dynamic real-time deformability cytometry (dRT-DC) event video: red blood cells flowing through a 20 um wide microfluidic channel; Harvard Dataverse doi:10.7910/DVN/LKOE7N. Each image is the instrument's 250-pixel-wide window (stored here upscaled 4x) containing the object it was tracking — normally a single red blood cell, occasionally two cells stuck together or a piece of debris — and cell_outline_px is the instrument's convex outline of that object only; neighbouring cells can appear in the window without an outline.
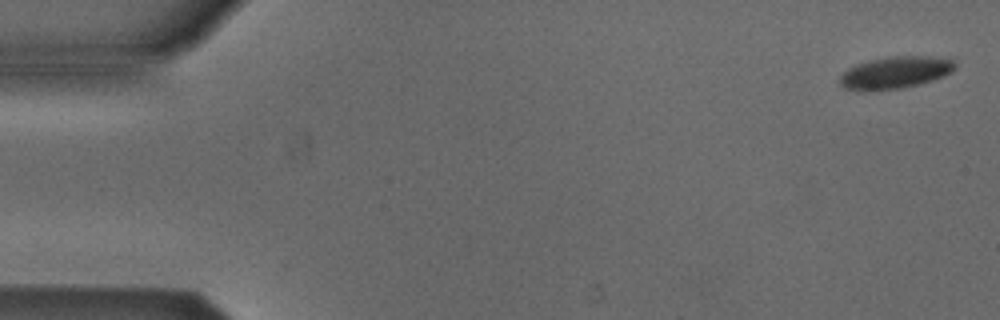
{"species": "Egyptian fruit bat (a non-hibernating species)", "species_latin": "Rousettus aegyptiacus", "temperature_condition": "cold", "stored_images_in_passage": 4, "camera_frame_rate_fps": 3000, "um_per_image_px": 0.085, "animal": {"sex": "male"}, "frame": {"image": 1, "passage_image": 1, "time_ms": 0.0, "image_size_px": [1000, 320], "cell_outline_px": [[956, 68], [940, 76], [916, 84], [900, 88], [868, 92], [864, 92], [844, 88], [840, 84], [840, 76], [848, 68], [856, 64], [868, 60], [888, 56], [932, 56], [952, 60], [956, 64]], "centroid_in_image_um": [76.0, 6.16], "position_along_channel_um": 9.0, "area_um2": 21.39}}
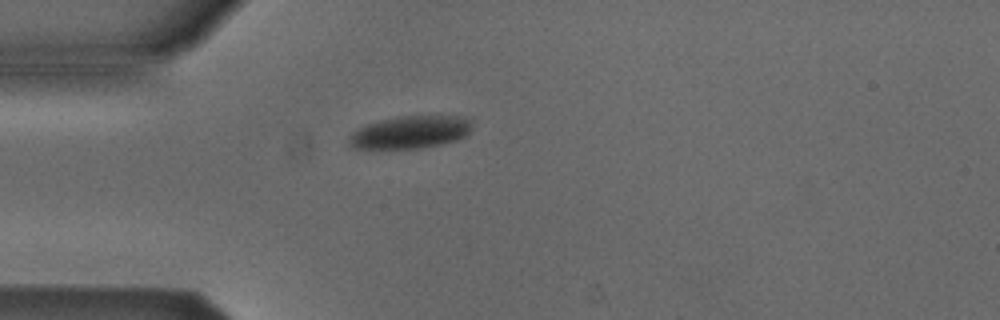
{"frame": {"image": 2, "passage_image": 4, "time_ms": 1.0, "image_size_px": [1000, 320], "cell_outline_px": [[472, 128], [464, 136], [456, 140], [440, 144], [420, 148], [352, 148], [348, 144], [348, 136], [352, 132], [368, 124], [380, 120], [396, 116], [456, 116], [472, 120]], "centroid_in_image_um": [34.85, 11.23], "position_along_channel_um": 50.1, "area_um2": 23.24}}